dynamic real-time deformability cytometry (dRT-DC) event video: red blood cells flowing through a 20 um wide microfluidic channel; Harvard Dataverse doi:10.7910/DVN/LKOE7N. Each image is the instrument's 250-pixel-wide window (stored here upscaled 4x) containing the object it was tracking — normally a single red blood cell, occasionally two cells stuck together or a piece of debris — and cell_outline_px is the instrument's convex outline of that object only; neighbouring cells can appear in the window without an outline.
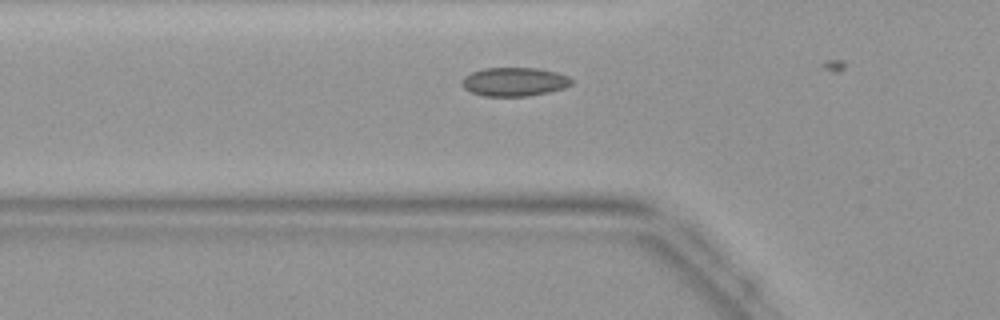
{"species": "common noctule bat (a hibernating species)", "species_latin": "Nyctalus noctula", "temperature_condition": "warm", "stored_images_in_passage": 11, "camera_frame_rate_fps": 3000, "um_per_image_px": 0.085, "animal": {"sex": "female", "body_mass_g": 19.9}, "frame": {"image": 1, "passage_image": 10, "time_ms": 3.0, "image_size_px": [1000, 320], "cell_outline_px": [[572, 84], [564, 88], [548, 92], [528, 96], [484, 96], [472, 92], [464, 88], [460, 84], [460, 80], [464, 76], [472, 72], [484, 68], [536, 68], [556, 72], [568, 76], [572, 80]], "centroid_in_image_um": [43.69, 6.95], "position_along_channel_um": 82.1, "area_um2": 18.38}}